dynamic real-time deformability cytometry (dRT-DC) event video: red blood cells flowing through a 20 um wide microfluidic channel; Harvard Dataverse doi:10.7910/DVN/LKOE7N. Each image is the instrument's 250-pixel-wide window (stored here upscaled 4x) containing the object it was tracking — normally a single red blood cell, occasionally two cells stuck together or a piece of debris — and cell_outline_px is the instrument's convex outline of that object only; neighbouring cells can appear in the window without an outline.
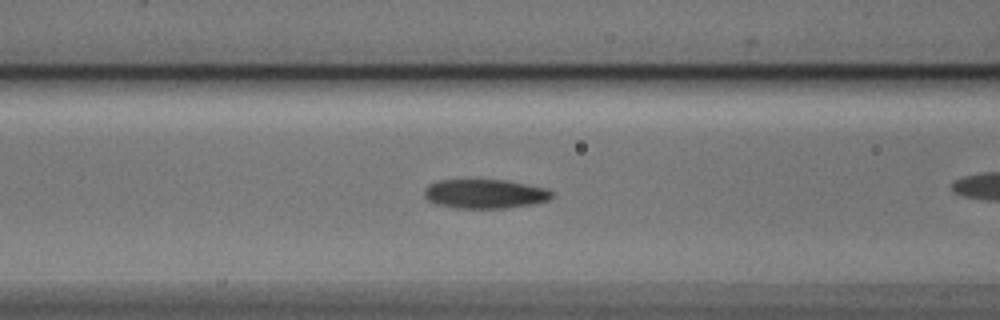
{"species": "Egyptian fruit bat (a non-hibernating species)", "species_latin": "Rousettus aegyptiacus", "temperature_condition": "cold", "stored_images_in_passage": 44, "camera_frame_rate_fps": 3000, "um_per_image_px": 0.085, "animal": {"sex": "male"}, "frame": {"image": 1, "passage_image": 22, "time_ms": 7.0, "image_size_px": [1000, 320], "cell_outline_px": [[556, 192], [548, 200], [532, 204], [504, 208], [456, 208], [436, 204], [428, 200], [424, 196], [424, 188], [428, 184], [440, 180], [504, 180], [548, 188]], "centroid_in_image_um": [41.22, 16.47], "position_along_channel_um": 125.4, "area_um2": 21.79}}
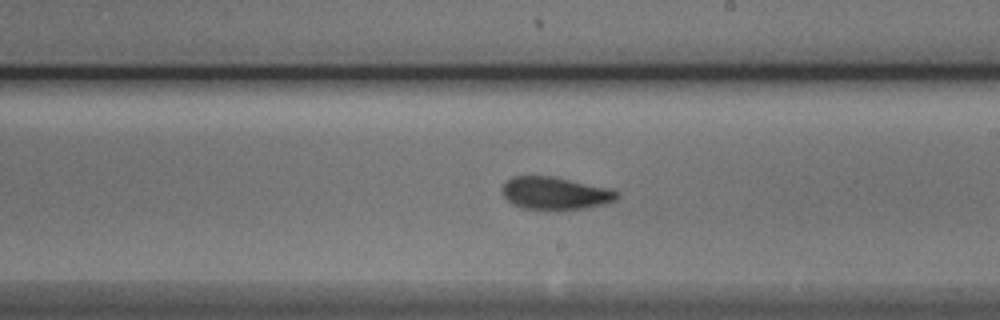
{"frame": {"image": 2, "passage_image": 31, "time_ms": 10.0, "image_size_px": [1000, 320], "cell_outline_px": [[620, 196], [616, 200], [608, 204], [588, 208], [560, 212], [544, 212], [520, 208], [512, 204], [500, 192], [500, 188], [512, 176], [556, 176], [612, 188], [620, 192]], "centroid_in_image_um": [47.24, 16.47], "position_along_channel_um": 241.8, "area_um2": 23.29}}
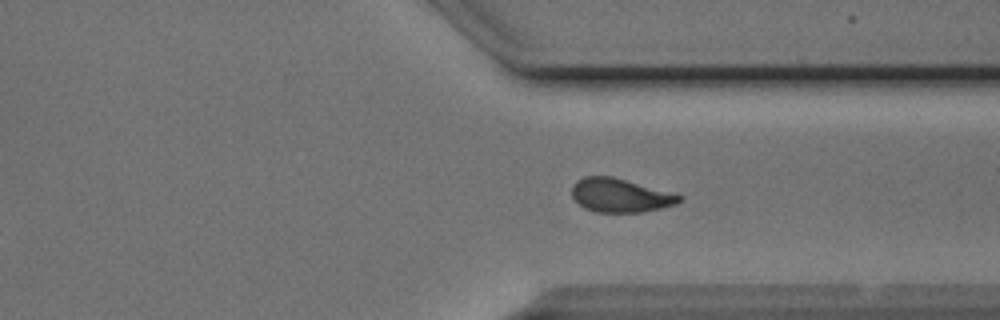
{"frame": {"image": 3, "passage_image": 40, "time_ms": 13.0, "image_size_px": [1000, 320], "cell_outline_px": [[684, 200], [676, 204], [644, 212], [596, 212], [584, 208], [572, 196], [572, 184], [576, 180], [584, 176], [612, 176], [684, 196]], "centroid_in_image_um": [52.72, 16.6], "position_along_channel_um": 358.7, "area_um2": 21.1}, "authors_computed_cell_mechanics": {"area_um2": 21.7039, "velocity_mm_per_s": 3.8855, "shape_relaxation_time_tau1_ms": 4.4115, "shape_relaxation_time_tau2_ms": 1.8222, "deformation_change_tau1": 0.1312, "deformation_change_tau2": 0.0749}}